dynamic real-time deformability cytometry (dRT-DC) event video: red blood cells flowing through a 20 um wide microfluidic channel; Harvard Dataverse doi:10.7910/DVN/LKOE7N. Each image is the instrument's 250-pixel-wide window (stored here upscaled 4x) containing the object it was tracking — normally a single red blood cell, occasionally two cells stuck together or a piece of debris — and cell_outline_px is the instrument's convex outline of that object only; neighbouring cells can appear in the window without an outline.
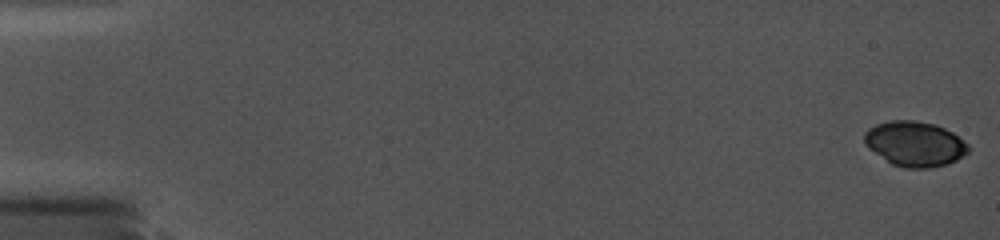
{"species": "common noctule bat (a hibernating species)", "species_latin": "Nyctalus noctula", "temperature_condition": "cold", "stored_images_in_passage": 8, "camera_frame_rate_fps": 5000, "um_per_image_px": 0.085, "animal": {"sex": "female", "body_mass_g": 19.0, "forearm_length_mm": 56.7}, "frame": {"image": 1, "passage_image": 1, "time_ms": 0.0, "image_size_px": [1000, 240], "cell_outline_px": [[972, 148], [964, 156], [948, 164], [928, 168], [904, 168], [892, 164], [868, 148], [864, 140], [864, 132], [868, 128], [876, 124], [892, 120], [912, 120], [936, 124], [952, 132], [968, 144]], "centroid_in_image_um": [77.77, 12.23], "position_along_channel_um": 7.2, "area_um2": 27.4}}
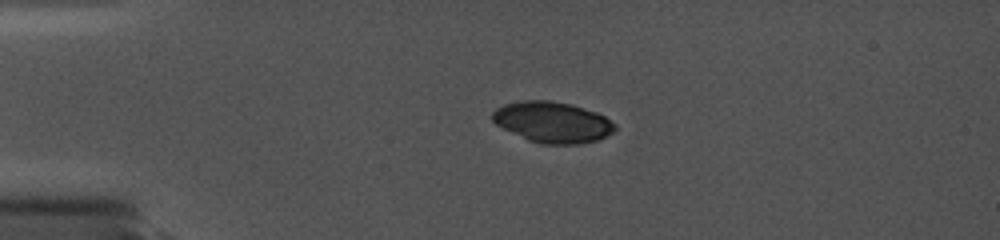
{"frame": {"image": 2, "passage_image": 6, "time_ms": 4.2, "image_size_px": [1000, 240], "cell_outline_px": [[616, 128], [612, 132], [600, 140], [580, 144], [540, 144], [528, 140], [496, 124], [492, 120], [492, 112], [496, 108], [504, 104], [520, 100], [548, 100], [572, 104], [596, 112], [604, 116], [616, 124]], "centroid_in_image_um": [46.97, 10.38], "position_along_channel_um": 38.0, "area_um2": 29.3}}